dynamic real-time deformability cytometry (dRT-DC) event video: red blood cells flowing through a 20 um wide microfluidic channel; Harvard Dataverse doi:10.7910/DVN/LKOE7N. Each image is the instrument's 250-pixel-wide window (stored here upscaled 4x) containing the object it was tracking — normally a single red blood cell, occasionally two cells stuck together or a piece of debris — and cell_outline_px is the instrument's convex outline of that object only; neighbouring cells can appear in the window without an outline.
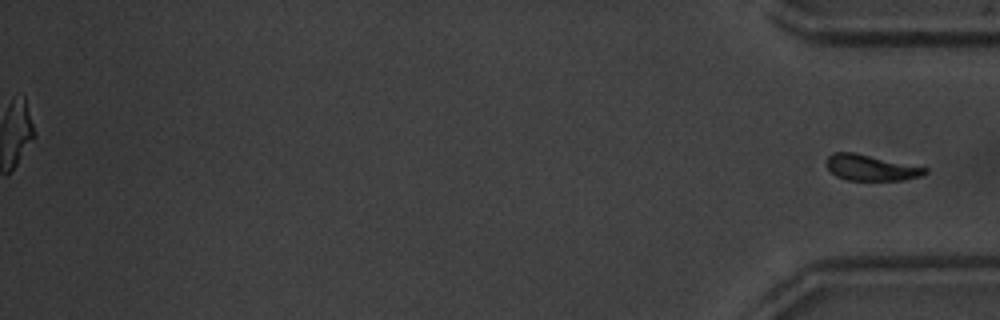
{"species": "common noctule bat (a hibernating species)", "species_latin": "Nyctalus noctula", "temperature_condition": "warm", "stored_images_in_passage": 55, "segment_of_instrument_passage": [2, 2], "camera_frame_rate_fps": 3000, "um_per_image_px": 0.085, "animal": {"sex": "male", "body_mass_g": 20.1, "forearm_length_mm": 53.5}, "frame": {"image": 1, "passage_image": 55, "time_ms": 18.0, "image_size_px": [1000, 320], "cell_outline_px": [[928, 172], [920, 176], [904, 180], [848, 180], [836, 176], [824, 164], [828, 156], [832, 152], [852, 152], [928, 168]], "centroid_in_image_um": [73.99, 14.25], "position_along_channel_um": 361.2, "area_um2": 14.74}}